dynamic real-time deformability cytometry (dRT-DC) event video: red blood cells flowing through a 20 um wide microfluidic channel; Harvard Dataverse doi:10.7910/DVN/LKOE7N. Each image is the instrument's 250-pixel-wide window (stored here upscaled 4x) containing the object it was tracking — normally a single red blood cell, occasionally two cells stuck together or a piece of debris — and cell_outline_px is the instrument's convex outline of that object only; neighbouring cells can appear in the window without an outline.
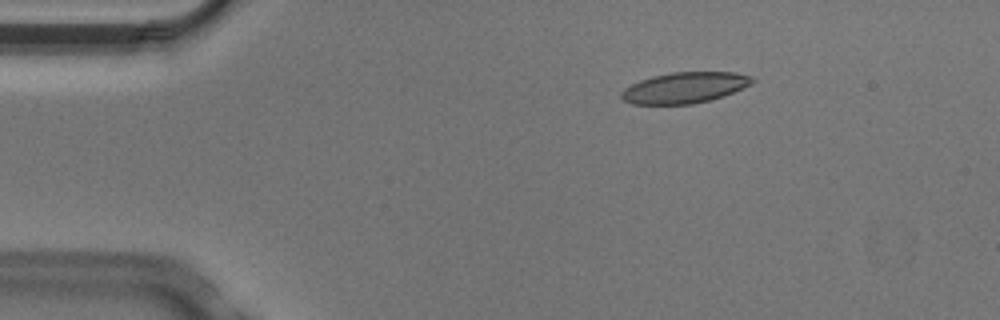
{"species": "Egyptian fruit bat (a non-hibernating species)", "species_latin": "Rousettus aegyptiacus", "temperature_condition": "cold", "stored_images_in_passage": 2, "camera_frame_rate_fps": 3000, "um_per_image_px": 0.085, "animal": {"sex": "male"}, "frame": {"image": 1, "passage_image": 1, "time_ms": 0.0, "image_size_px": [1000, 320], "cell_outline_px": [[756, 80], [752, 84], [724, 96], [692, 104], [632, 104], [624, 100], [620, 96], [620, 92], [624, 88], [640, 80], [652, 76], [672, 72], [736, 72], [752, 76]], "centroid_in_image_um": [58.21, 7.44], "position_along_channel_um": 26.8, "area_um2": 23.64}}